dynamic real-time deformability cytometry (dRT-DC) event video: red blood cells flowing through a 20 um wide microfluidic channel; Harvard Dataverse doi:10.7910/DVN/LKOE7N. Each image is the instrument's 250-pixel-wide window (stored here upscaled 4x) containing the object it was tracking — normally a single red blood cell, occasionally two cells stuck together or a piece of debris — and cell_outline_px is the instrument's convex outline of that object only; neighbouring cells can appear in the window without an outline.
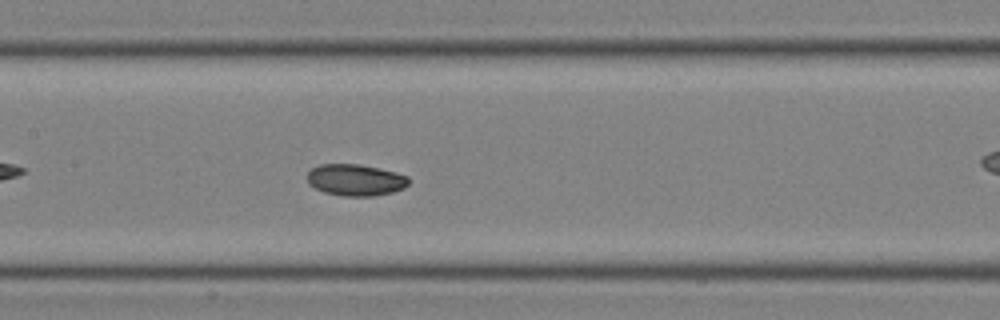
{"species": "common noctule bat (a hibernating species)", "species_latin": "Nyctalus noctula", "temperature_condition": "room temperature", "stored_images_in_passage": 42, "camera_frame_rate_fps": 3000, "um_per_image_px": 0.085, "animal": {"sex": "male", "body_mass_g": 19.0, "forearm_length_mm": 50.8}, "frame": {"image": 1, "passage_image": 19, "time_ms": 6.0, "image_size_px": [1000, 320], "cell_outline_px": [[408, 184], [404, 188], [392, 192], [372, 196], [344, 196], [324, 192], [308, 184], [308, 172], [312, 168], [320, 164], [360, 164], [380, 168], [396, 172], [408, 176]], "centroid_in_image_um": [30.22, 15.29], "position_along_channel_um": 177.2, "area_um2": 18.67}}
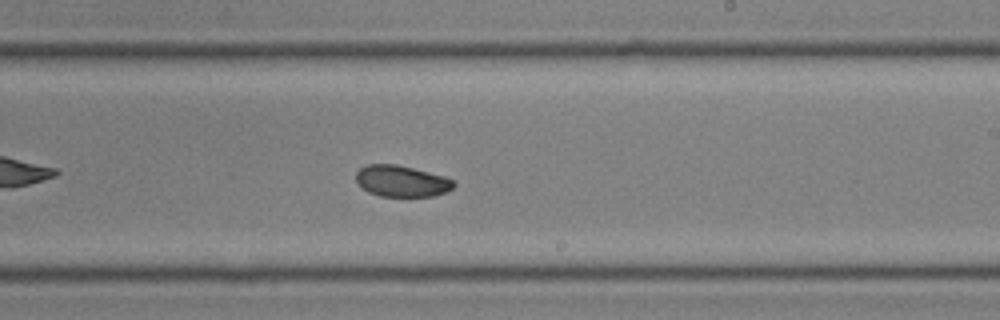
{"frame": {"image": 2, "passage_image": 24, "time_ms": 7.667, "image_size_px": [1000, 320], "cell_outline_px": [[456, 184], [452, 188], [444, 192], [432, 196], [380, 196], [368, 192], [356, 180], [356, 172], [360, 168], [368, 164], [396, 164], [444, 176], [452, 180]], "centroid_in_image_um": [34.12, 15.39], "position_along_channel_um": 254.9, "area_um2": 17.57}}